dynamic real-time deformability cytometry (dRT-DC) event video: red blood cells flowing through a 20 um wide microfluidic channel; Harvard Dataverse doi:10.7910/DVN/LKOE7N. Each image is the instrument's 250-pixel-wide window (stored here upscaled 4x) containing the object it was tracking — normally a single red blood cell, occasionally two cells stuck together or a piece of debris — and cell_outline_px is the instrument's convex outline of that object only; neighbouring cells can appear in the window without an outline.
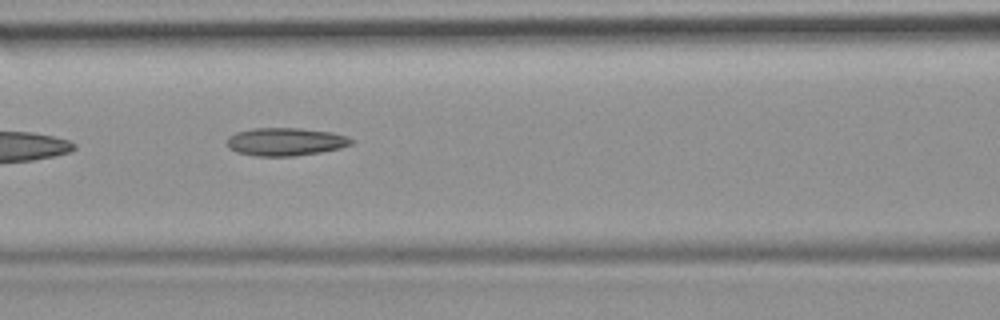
{"species": "common noctule bat (a hibernating species)", "species_latin": "Nyctalus noctula", "temperature_condition": "room temperature", "stored_images_in_passage": 7, "camera_frame_rate_fps": 3000, "um_per_image_px": 0.085, "animal": {"sex": "female", "body_mass_g": 19.9}, "frame": {"image": 1, "passage_image": 3, "time_ms": 2.333, "image_size_px": [1000, 320], "cell_outline_px": [[352, 144], [340, 148], [320, 152], [292, 156], [256, 156], [236, 152], [228, 148], [228, 136], [236, 132], [252, 128], [300, 128], [332, 132], [348, 136], [352, 140]], "centroid_in_image_um": [24.25, 12.04], "position_along_channel_um": 142.3, "area_um2": 20.29}}
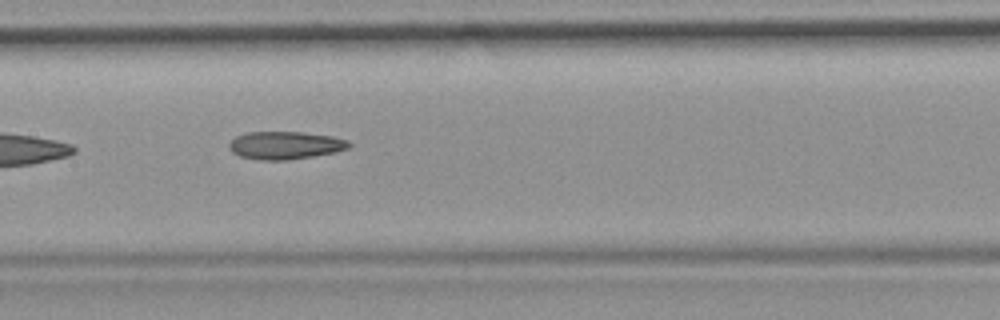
{"frame": {"image": 2, "passage_image": 4, "time_ms": 3.333, "image_size_px": [1000, 320], "cell_outline_px": [[352, 144], [348, 148], [336, 152], [288, 160], [260, 160], [240, 156], [232, 152], [228, 148], [228, 144], [236, 136], [248, 132], [300, 132], [332, 136], [348, 140]], "centroid_in_image_um": [24.24, 12.35], "position_along_channel_um": 183.2, "area_um2": 19.42}}